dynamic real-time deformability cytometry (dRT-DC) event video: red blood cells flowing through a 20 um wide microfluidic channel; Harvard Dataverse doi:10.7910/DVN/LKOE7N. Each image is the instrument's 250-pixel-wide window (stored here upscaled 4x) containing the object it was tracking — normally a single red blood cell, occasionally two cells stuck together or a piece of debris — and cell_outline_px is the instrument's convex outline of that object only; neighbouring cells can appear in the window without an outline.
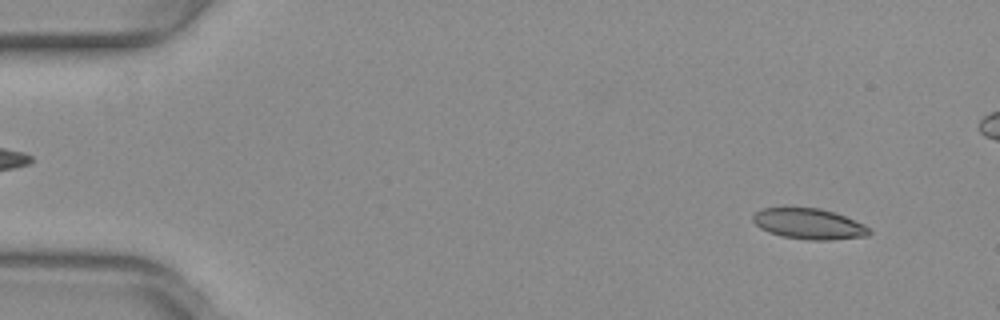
{"species": "common noctule bat (a hibernating species)", "species_latin": "Nyctalus noctula", "temperature_condition": "warm", "stored_images_in_passage": 6, "camera_frame_rate_fps": 3000, "um_per_image_px": 0.085, "animal": {"sex": "female", "body_mass_g": 29.2, "forearm_length_mm": 56.3}, "frame": {"image": 1, "passage_image": 2, "time_ms": 0.333, "image_size_px": [1000, 320], "cell_outline_px": [[872, 232], [868, 236], [832, 240], [808, 240], [784, 236], [768, 232], [760, 228], [752, 220], [752, 216], [760, 208], [820, 208], [844, 216], [864, 224], [872, 228]], "centroid_in_image_um": [68.79, 19.04], "position_along_channel_um": 16.2, "area_um2": 20.81}}